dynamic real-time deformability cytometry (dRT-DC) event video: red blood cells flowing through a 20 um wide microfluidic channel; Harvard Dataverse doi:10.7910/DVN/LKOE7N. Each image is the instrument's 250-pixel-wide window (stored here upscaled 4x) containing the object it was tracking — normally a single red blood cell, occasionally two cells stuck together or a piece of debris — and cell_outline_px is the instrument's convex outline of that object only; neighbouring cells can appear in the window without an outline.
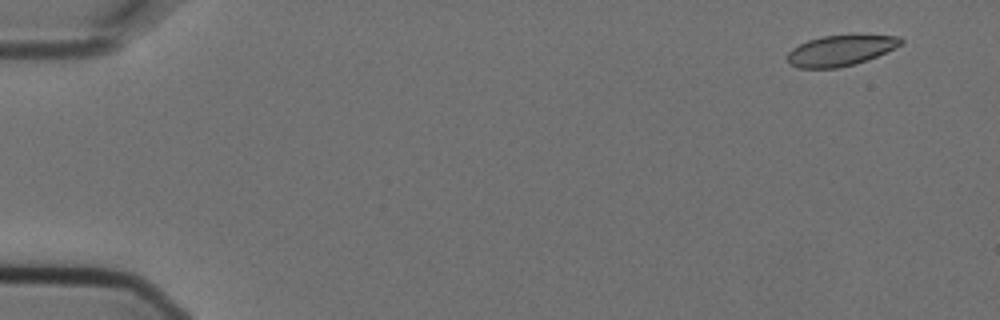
{"species": "Egyptian fruit bat (a non-hibernating species)", "species_latin": "Rousettus aegyptiacus", "temperature_condition": "cold", "stored_images_in_passage": 5, "camera_frame_rate_fps": 3000, "um_per_image_px": 0.085, "animal": {"sex": "female"}, "frame": {"image": 1, "passage_image": 1, "time_ms": 0.0, "image_size_px": [1000, 320], "cell_outline_px": [[904, 44], [876, 56], [852, 64], [836, 68], [800, 68], [792, 64], [788, 60], [788, 52], [792, 48], [808, 40], [824, 36], [900, 36], [904, 40]], "centroid_in_image_um": [71.45, 4.29], "position_along_channel_um": 13.6, "area_um2": 19.65}}
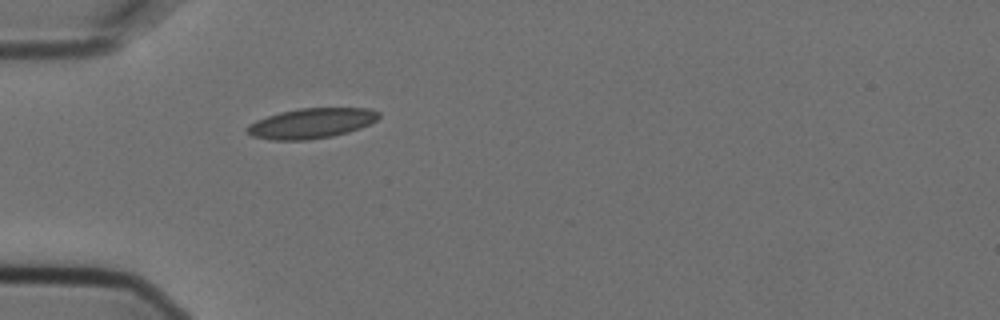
{"frame": {"image": 2, "passage_image": 5, "time_ms": 1.333, "image_size_px": [1000, 320], "cell_outline_px": [[380, 116], [376, 120], [360, 128], [348, 132], [332, 136], [308, 140], [272, 140], [252, 136], [244, 128], [248, 124], [256, 120], [280, 112], [300, 108], [368, 108], [380, 112]], "centroid_in_image_um": [26.45, 10.48], "position_along_channel_um": 58.6, "area_um2": 23.12}}